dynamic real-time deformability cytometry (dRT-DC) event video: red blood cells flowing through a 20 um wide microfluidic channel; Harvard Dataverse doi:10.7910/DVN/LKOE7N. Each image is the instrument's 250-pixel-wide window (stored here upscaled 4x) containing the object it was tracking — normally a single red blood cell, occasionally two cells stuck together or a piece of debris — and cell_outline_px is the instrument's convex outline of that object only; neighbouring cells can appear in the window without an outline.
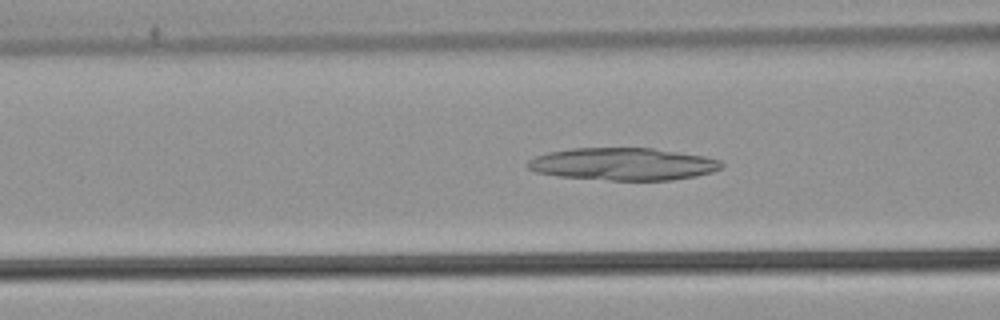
{"species": "common noctule bat (a hibernating species)", "species_latin": "Nyctalus noctula", "temperature_condition": "warm", "stored_images_in_passage": 54, "camera_frame_rate_fps": 3000, "um_per_image_px": 0.085, "animal": {"sex": "male", "body_mass_g": 21.5, "forearm_length_mm": 52.0}, "frame": {"image": 1, "passage_image": 22, "time_ms": 7.0, "image_size_px": [1000, 320], "cell_outline_px": [[724, 168], [712, 172], [696, 176], [672, 180], [608, 180], [560, 176], [536, 172], [528, 168], [528, 160], [536, 156], [548, 152], [572, 148], [652, 148], [704, 156], [720, 160], [724, 164]], "centroid_in_image_um": [53.0, 13.94], "position_along_channel_um": 113.6, "area_um2": 36.59}}
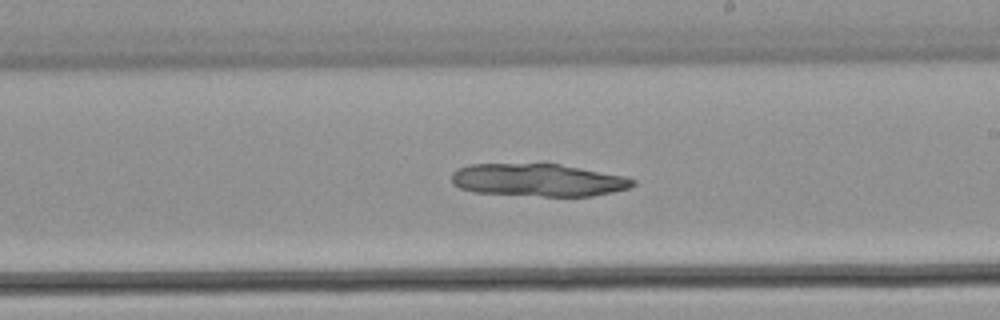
{"frame": {"image": 2, "passage_image": 32, "time_ms": 10.333, "image_size_px": [1000, 320], "cell_outline_px": [[636, 184], [628, 188], [612, 192], [592, 196], [544, 196], [472, 192], [460, 188], [452, 184], [452, 172], [456, 168], [468, 164], [560, 164], [624, 176], [636, 180]], "centroid_in_image_um": [45.7, 15.3], "position_along_channel_um": 243.3, "area_um2": 34.51}}
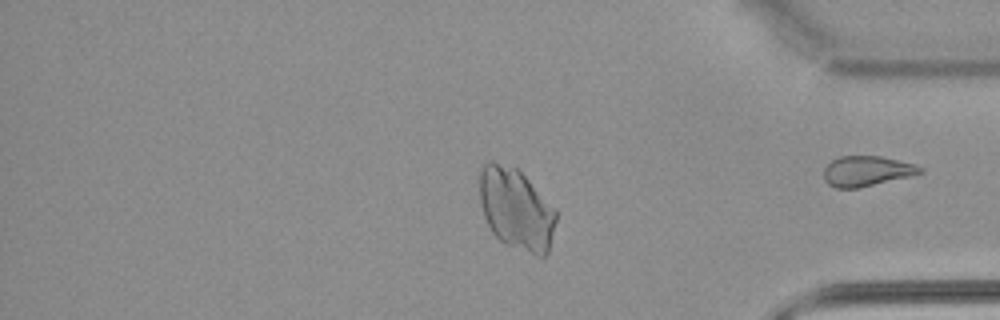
{"frame": {"image": 3, "passage_image": 45, "time_ms": 14.667, "image_size_px": [1000, 320], "cell_outline_px": [[556, 220], [548, 252], [544, 256], [536, 256], [504, 244], [492, 232], [484, 216], [480, 200], [480, 168], [488, 160], [492, 160], [516, 168], [556, 208]], "centroid_in_image_um": [43.87, 17.78], "position_along_channel_um": 391.3, "area_um2": 36.3}}